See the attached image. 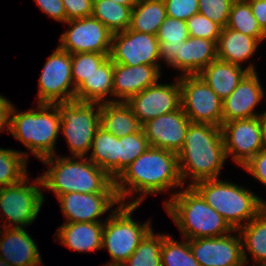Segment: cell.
Wrapping results in <instances>:
<instances>
[{
	"mask_svg": "<svg viewBox=\"0 0 266 266\" xmlns=\"http://www.w3.org/2000/svg\"><path fill=\"white\" fill-rule=\"evenodd\" d=\"M69 29L60 36L61 50L70 54H110L113 33L94 17L68 20Z\"/></svg>",
	"mask_w": 266,
	"mask_h": 266,
	"instance_id": "obj_13",
	"label": "cell"
},
{
	"mask_svg": "<svg viewBox=\"0 0 266 266\" xmlns=\"http://www.w3.org/2000/svg\"><path fill=\"white\" fill-rule=\"evenodd\" d=\"M87 158L103 169L113 180L117 178V137L98 128Z\"/></svg>",
	"mask_w": 266,
	"mask_h": 266,
	"instance_id": "obj_31",
	"label": "cell"
},
{
	"mask_svg": "<svg viewBox=\"0 0 266 266\" xmlns=\"http://www.w3.org/2000/svg\"><path fill=\"white\" fill-rule=\"evenodd\" d=\"M29 154L0 148V188L19 183L27 174Z\"/></svg>",
	"mask_w": 266,
	"mask_h": 266,
	"instance_id": "obj_34",
	"label": "cell"
},
{
	"mask_svg": "<svg viewBox=\"0 0 266 266\" xmlns=\"http://www.w3.org/2000/svg\"><path fill=\"white\" fill-rule=\"evenodd\" d=\"M133 7L134 5H120L111 0H93L92 17L114 34L129 28Z\"/></svg>",
	"mask_w": 266,
	"mask_h": 266,
	"instance_id": "obj_32",
	"label": "cell"
},
{
	"mask_svg": "<svg viewBox=\"0 0 266 266\" xmlns=\"http://www.w3.org/2000/svg\"><path fill=\"white\" fill-rule=\"evenodd\" d=\"M226 27L254 37L261 43L266 39V32L260 27L247 0H234Z\"/></svg>",
	"mask_w": 266,
	"mask_h": 266,
	"instance_id": "obj_33",
	"label": "cell"
},
{
	"mask_svg": "<svg viewBox=\"0 0 266 266\" xmlns=\"http://www.w3.org/2000/svg\"><path fill=\"white\" fill-rule=\"evenodd\" d=\"M265 94L257 71H249L232 93L223 100V123L262 116L266 110L257 114L255 109Z\"/></svg>",
	"mask_w": 266,
	"mask_h": 266,
	"instance_id": "obj_19",
	"label": "cell"
},
{
	"mask_svg": "<svg viewBox=\"0 0 266 266\" xmlns=\"http://www.w3.org/2000/svg\"><path fill=\"white\" fill-rule=\"evenodd\" d=\"M140 204H120L111 209L104 220L102 248L112 261L107 264L122 265L135 251L141 240L152 229L149 220L143 224L134 221L133 212Z\"/></svg>",
	"mask_w": 266,
	"mask_h": 266,
	"instance_id": "obj_7",
	"label": "cell"
},
{
	"mask_svg": "<svg viewBox=\"0 0 266 266\" xmlns=\"http://www.w3.org/2000/svg\"><path fill=\"white\" fill-rule=\"evenodd\" d=\"M178 155L179 172L188 186L203 180L218 179L227 160L221 127L191 123Z\"/></svg>",
	"mask_w": 266,
	"mask_h": 266,
	"instance_id": "obj_2",
	"label": "cell"
},
{
	"mask_svg": "<svg viewBox=\"0 0 266 266\" xmlns=\"http://www.w3.org/2000/svg\"><path fill=\"white\" fill-rule=\"evenodd\" d=\"M0 266H11L3 258H0Z\"/></svg>",
	"mask_w": 266,
	"mask_h": 266,
	"instance_id": "obj_49",
	"label": "cell"
},
{
	"mask_svg": "<svg viewBox=\"0 0 266 266\" xmlns=\"http://www.w3.org/2000/svg\"><path fill=\"white\" fill-rule=\"evenodd\" d=\"M233 2L234 0H198L199 14L206 16L223 29L227 25Z\"/></svg>",
	"mask_w": 266,
	"mask_h": 266,
	"instance_id": "obj_39",
	"label": "cell"
},
{
	"mask_svg": "<svg viewBox=\"0 0 266 266\" xmlns=\"http://www.w3.org/2000/svg\"><path fill=\"white\" fill-rule=\"evenodd\" d=\"M192 187L234 230L247 224L266 207V201L259 195L227 180H203Z\"/></svg>",
	"mask_w": 266,
	"mask_h": 266,
	"instance_id": "obj_6",
	"label": "cell"
},
{
	"mask_svg": "<svg viewBox=\"0 0 266 266\" xmlns=\"http://www.w3.org/2000/svg\"><path fill=\"white\" fill-rule=\"evenodd\" d=\"M159 49L156 35L127 29L112 35L109 57L113 63L127 66H161Z\"/></svg>",
	"mask_w": 266,
	"mask_h": 266,
	"instance_id": "obj_14",
	"label": "cell"
},
{
	"mask_svg": "<svg viewBox=\"0 0 266 266\" xmlns=\"http://www.w3.org/2000/svg\"><path fill=\"white\" fill-rule=\"evenodd\" d=\"M110 54L93 52L71 54L72 79L77 89L87 78H89Z\"/></svg>",
	"mask_w": 266,
	"mask_h": 266,
	"instance_id": "obj_38",
	"label": "cell"
},
{
	"mask_svg": "<svg viewBox=\"0 0 266 266\" xmlns=\"http://www.w3.org/2000/svg\"><path fill=\"white\" fill-rule=\"evenodd\" d=\"M251 266V265H250ZM253 266H266V264H262V265H253Z\"/></svg>",
	"mask_w": 266,
	"mask_h": 266,
	"instance_id": "obj_51",
	"label": "cell"
},
{
	"mask_svg": "<svg viewBox=\"0 0 266 266\" xmlns=\"http://www.w3.org/2000/svg\"><path fill=\"white\" fill-rule=\"evenodd\" d=\"M242 168L266 187V149L259 151Z\"/></svg>",
	"mask_w": 266,
	"mask_h": 266,
	"instance_id": "obj_43",
	"label": "cell"
},
{
	"mask_svg": "<svg viewBox=\"0 0 266 266\" xmlns=\"http://www.w3.org/2000/svg\"><path fill=\"white\" fill-rule=\"evenodd\" d=\"M162 266H200L193 257L189 242L176 241L170 234H163L161 249Z\"/></svg>",
	"mask_w": 266,
	"mask_h": 266,
	"instance_id": "obj_37",
	"label": "cell"
},
{
	"mask_svg": "<svg viewBox=\"0 0 266 266\" xmlns=\"http://www.w3.org/2000/svg\"><path fill=\"white\" fill-rule=\"evenodd\" d=\"M237 231L242 240L244 264L249 263L248 252L254 265L266 264V207Z\"/></svg>",
	"mask_w": 266,
	"mask_h": 266,
	"instance_id": "obj_28",
	"label": "cell"
},
{
	"mask_svg": "<svg viewBox=\"0 0 266 266\" xmlns=\"http://www.w3.org/2000/svg\"><path fill=\"white\" fill-rule=\"evenodd\" d=\"M37 106V110L21 112L13 106L9 133L41 161L56 154L60 114L56 104L38 103Z\"/></svg>",
	"mask_w": 266,
	"mask_h": 266,
	"instance_id": "obj_5",
	"label": "cell"
},
{
	"mask_svg": "<svg viewBox=\"0 0 266 266\" xmlns=\"http://www.w3.org/2000/svg\"><path fill=\"white\" fill-rule=\"evenodd\" d=\"M62 2L66 13V22L92 16L93 0H62Z\"/></svg>",
	"mask_w": 266,
	"mask_h": 266,
	"instance_id": "obj_42",
	"label": "cell"
},
{
	"mask_svg": "<svg viewBox=\"0 0 266 266\" xmlns=\"http://www.w3.org/2000/svg\"><path fill=\"white\" fill-rule=\"evenodd\" d=\"M41 161L49 166L40 176L43 188L54 191L57 198L69 192L106 193L114 185V180L87 157L55 154Z\"/></svg>",
	"mask_w": 266,
	"mask_h": 266,
	"instance_id": "obj_3",
	"label": "cell"
},
{
	"mask_svg": "<svg viewBox=\"0 0 266 266\" xmlns=\"http://www.w3.org/2000/svg\"><path fill=\"white\" fill-rule=\"evenodd\" d=\"M38 103L55 104L75 100L71 54L59 47L48 57L38 83Z\"/></svg>",
	"mask_w": 266,
	"mask_h": 266,
	"instance_id": "obj_11",
	"label": "cell"
},
{
	"mask_svg": "<svg viewBox=\"0 0 266 266\" xmlns=\"http://www.w3.org/2000/svg\"><path fill=\"white\" fill-rule=\"evenodd\" d=\"M260 27L266 32V0H247Z\"/></svg>",
	"mask_w": 266,
	"mask_h": 266,
	"instance_id": "obj_46",
	"label": "cell"
},
{
	"mask_svg": "<svg viewBox=\"0 0 266 266\" xmlns=\"http://www.w3.org/2000/svg\"><path fill=\"white\" fill-rule=\"evenodd\" d=\"M113 2H116L120 5H135L137 3V0H111Z\"/></svg>",
	"mask_w": 266,
	"mask_h": 266,
	"instance_id": "obj_48",
	"label": "cell"
},
{
	"mask_svg": "<svg viewBox=\"0 0 266 266\" xmlns=\"http://www.w3.org/2000/svg\"><path fill=\"white\" fill-rule=\"evenodd\" d=\"M113 62L108 57L98 69L87 78L75 92V100L105 103L113 99ZM109 97V98H108ZM112 97V99L110 98Z\"/></svg>",
	"mask_w": 266,
	"mask_h": 266,
	"instance_id": "obj_27",
	"label": "cell"
},
{
	"mask_svg": "<svg viewBox=\"0 0 266 266\" xmlns=\"http://www.w3.org/2000/svg\"><path fill=\"white\" fill-rule=\"evenodd\" d=\"M28 175L19 183L0 188L1 219L5 223L2 228H25L30 226L43 205L45 200L42 180L38 176L31 184ZM5 218V219H4Z\"/></svg>",
	"mask_w": 266,
	"mask_h": 266,
	"instance_id": "obj_9",
	"label": "cell"
},
{
	"mask_svg": "<svg viewBox=\"0 0 266 266\" xmlns=\"http://www.w3.org/2000/svg\"><path fill=\"white\" fill-rule=\"evenodd\" d=\"M221 131L226 156L238 166L243 167L264 149L262 116L223 123Z\"/></svg>",
	"mask_w": 266,
	"mask_h": 266,
	"instance_id": "obj_12",
	"label": "cell"
},
{
	"mask_svg": "<svg viewBox=\"0 0 266 266\" xmlns=\"http://www.w3.org/2000/svg\"><path fill=\"white\" fill-rule=\"evenodd\" d=\"M100 128L117 138L134 134L142 125L127 102L114 101L100 104Z\"/></svg>",
	"mask_w": 266,
	"mask_h": 266,
	"instance_id": "obj_25",
	"label": "cell"
},
{
	"mask_svg": "<svg viewBox=\"0 0 266 266\" xmlns=\"http://www.w3.org/2000/svg\"><path fill=\"white\" fill-rule=\"evenodd\" d=\"M261 42L251 36L224 27L217 42V58L243 66V62L252 58Z\"/></svg>",
	"mask_w": 266,
	"mask_h": 266,
	"instance_id": "obj_26",
	"label": "cell"
},
{
	"mask_svg": "<svg viewBox=\"0 0 266 266\" xmlns=\"http://www.w3.org/2000/svg\"><path fill=\"white\" fill-rule=\"evenodd\" d=\"M189 36L199 37L218 42L221 27L201 14L191 16L187 21Z\"/></svg>",
	"mask_w": 266,
	"mask_h": 266,
	"instance_id": "obj_40",
	"label": "cell"
},
{
	"mask_svg": "<svg viewBox=\"0 0 266 266\" xmlns=\"http://www.w3.org/2000/svg\"><path fill=\"white\" fill-rule=\"evenodd\" d=\"M13 103L0 94V133L2 130L10 132V113Z\"/></svg>",
	"mask_w": 266,
	"mask_h": 266,
	"instance_id": "obj_45",
	"label": "cell"
},
{
	"mask_svg": "<svg viewBox=\"0 0 266 266\" xmlns=\"http://www.w3.org/2000/svg\"><path fill=\"white\" fill-rule=\"evenodd\" d=\"M188 242L200 266H245L242 240L237 230L221 237L196 238Z\"/></svg>",
	"mask_w": 266,
	"mask_h": 266,
	"instance_id": "obj_17",
	"label": "cell"
},
{
	"mask_svg": "<svg viewBox=\"0 0 266 266\" xmlns=\"http://www.w3.org/2000/svg\"><path fill=\"white\" fill-rule=\"evenodd\" d=\"M166 17V8L163 0H137V3L132 8L128 29L157 35L159 27Z\"/></svg>",
	"mask_w": 266,
	"mask_h": 266,
	"instance_id": "obj_30",
	"label": "cell"
},
{
	"mask_svg": "<svg viewBox=\"0 0 266 266\" xmlns=\"http://www.w3.org/2000/svg\"><path fill=\"white\" fill-rule=\"evenodd\" d=\"M249 71H257L253 63L243 68L240 65L217 58L208 64L198 75L223 101L232 93Z\"/></svg>",
	"mask_w": 266,
	"mask_h": 266,
	"instance_id": "obj_23",
	"label": "cell"
},
{
	"mask_svg": "<svg viewBox=\"0 0 266 266\" xmlns=\"http://www.w3.org/2000/svg\"><path fill=\"white\" fill-rule=\"evenodd\" d=\"M217 59V42L189 36L176 56V69L180 75H197Z\"/></svg>",
	"mask_w": 266,
	"mask_h": 266,
	"instance_id": "obj_24",
	"label": "cell"
},
{
	"mask_svg": "<svg viewBox=\"0 0 266 266\" xmlns=\"http://www.w3.org/2000/svg\"><path fill=\"white\" fill-rule=\"evenodd\" d=\"M191 121L180 107L178 110L160 115L142 125L149 145L178 154L184 144Z\"/></svg>",
	"mask_w": 266,
	"mask_h": 266,
	"instance_id": "obj_18",
	"label": "cell"
},
{
	"mask_svg": "<svg viewBox=\"0 0 266 266\" xmlns=\"http://www.w3.org/2000/svg\"><path fill=\"white\" fill-rule=\"evenodd\" d=\"M167 17L187 21L199 13L198 0H163Z\"/></svg>",
	"mask_w": 266,
	"mask_h": 266,
	"instance_id": "obj_41",
	"label": "cell"
},
{
	"mask_svg": "<svg viewBox=\"0 0 266 266\" xmlns=\"http://www.w3.org/2000/svg\"><path fill=\"white\" fill-rule=\"evenodd\" d=\"M181 108L191 123L223 124V101L197 75H179Z\"/></svg>",
	"mask_w": 266,
	"mask_h": 266,
	"instance_id": "obj_10",
	"label": "cell"
},
{
	"mask_svg": "<svg viewBox=\"0 0 266 266\" xmlns=\"http://www.w3.org/2000/svg\"><path fill=\"white\" fill-rule=\"evenodd\" d=\"M176 78L172 84H163L158 81L127 101L141 125L181 107L179 76Z\"/></svg>",
	"mask_w": 266,
	"mask_h": 266,
	"instance_id": "obj_16",
	"label": "cell"
},
{
	"mask_svg": "<svg viewBox=\"0 0 266 266\" xmlns=\"http://www.w3.org/2000/svg\"><path fill=\"white\" fill-rule=\"evenodd\" d=\"M149 147L143 129L134 134L117 138V177Z\"/></svg>",
	"mask_w": 266,
	"mask_h": 266,
	"instance_id": "obj_36",
	"label": "cell"
},
{
	"mask_svg": "<svg viewBox=\"0 0 266 266\" xmlns=\"http://www.w3.org/2000/svg\"><path fill=\"white\" fill-rule=\"evenodd\" d=\"M262 128H263V144L266 149V112L262 115Z\"/></svg>",
	"mask_w": 266,
	"mask_h": 266,
	"instance_id": "obj_47",
	"label": "cell"
},
{
	"mask_svg": "<svg viewBox=\"0 0 266 266\" xmlns=\"http://www.w3.org/2000/svg\"><path fill=\"white\" fill-rule=\"evenodd\" d=\"M163 234L151 229L122 266H162L161 249Z\"/></svg>",
	"mask_w": 266,
	"mask_h": 266,
	"instance_id": "obj_35",
	"label": "cell"
},
{
	"mask_svg": "<svg viewBox=\"0 0 266 266\" xmlns=\"http://www.w3.org/2000/svg\"><path fill=\"white\" fill-rule=\"evenodd\" d=\"M55 104L60 114L59 132L66 138L72 156L87 157L100 126V103L73 100Z\"/></svg>",
	"mask_w": 266,
	"mask_h": 266,
	"instance_id": "obj_8",
	"label": "cell"
},
{
	"mask_svg": "<svg viewBox=\"0 0 266 266\" xmlns=\"http://www.w3.org/2000/svg\"><path fill=\"white\" fill-rule=\"evenodd\" d=\"M122 204H142L147 195L183 188L178 155L165 149L150 146L136 160L128 165L114 180ZM133 201L126 202L127 197Z\"/></svg>",
	"mask_w": 266,
	"mask_h": 266,
	"instance_id": "obj_1",
	"label": "cell"
},
{
	"mask_svg": "<svg viewBox=\"0 0 266 266\" xmlns=\"http://www.w3.org/2000/svg\"><path fill=\"white\" fill-rule=\"evenodd\" d=\"M0 234V258L11 266H41L38 247L25 228H2Z\"/></svg>",
	"mask_w": 266,
	"mask_h": 266,
	"instance_id": "obj_21",
	"label": "cell"
},
{
	"mask_svg": "<svg viewBox=\"0 0 266 266\" xmlns=\"http://www.w3.org/2000/svg\"><path fill=\"white\" fill-rule=\"evenodd\" d=\"M160 44V61L176 69V56L181 44L189 37L186 21L166 17L156 35Z\"/></svg>",
	"mask_w": 266,
	"mask_h": 266,
	"instance_id": "obj_29",
	"label": "cell"
},
{
	"mask_svg": "<svg viewBox=\"0 0 266 266\" xmlns=\"http://www.w3.org/2000/svg\"><path fill=\"white\" fill-rule=\"evenodd\" d=\"M39 9L57 22L66 23V13L62 0H34Z\"/></svg>",
	"mask_w": 266,
	"mask_h": 266,
	"instance_id": "obj_44",
	"label": "cell"
},
{
	"mask_svg": "<svg viewBox=\"0 0 266 266\" xmlns=\"http://www.w3.org/2000/svg\"><path fill=\"white\" fill-rule=\"evenodd\" d=\"M103 266H122V265H118V264H106V265H103Z\"/></svg>",
	"mask_w": 266,
	"mask_h": 266,
	"instance_id": "obj_50",
	"label": "cell"
},
{
	"mask_svg": "<svg viewBox=\"0 0 266 266\" xmlns=\"http://www.w3.org/2000/svg\"><path fill=\"white\" fill-rule=\"evenodd\" d=\"M161 74V66H127L113 63L114 101L127 102L132 96L156 84Z\"/></svg>",
	"mask_w": 266,
	"mask_h": 266,
	"instance_id": "obj_20",
	"label": "cell"
},
{
	"mask_svg": "<svg viewBox=\"0 0 266 266\" xmlns=\"http://www.w3.org/2000/svg\"><path fill=\"white\" fill-rule=\"evenodd\" d=\"M170 195L171 198L164 200V208L183 238L221 237L233 233L234 229L223 216L207 204L192 186H185Z\"/></svg>",
	"mask_w": 266,
	"mask_h": 266,
	"instance_id": "obj_4",
	"label": "cell"
},
{
	"mask_svg": "<svg viewBox=\"0 0 266 266\" xmlns=\"http://www.w3.org/2000/svg\"><path fill=\"white\" fill-rule=\"evenodd\" d=\"M57 199L65 223L104 222L99 217L104 216L114 205L121 204L115 184L106 193L69 192Z\"/></svg>",
	"mask_w": 266,
	"mask_h": 266,
	"instance_id": "obj_15",
	"label": "cell"
},
{
	"mask_svg": "<svg viewBox=\"0 0 266 266\" xmlns=\"http://www.w3.org/2000/svg\"><path fill=\"white\" fill-rule=\"evenodd\" d=\"M104 222L64 223L55 233L62 244L73 251L92 252L102 249Z\"/></svg>",
	"mask_w": 266,
	"mask_h": 266,
	"instance_id": "obj_22",
	"label": "cell"
}]
</instances>
